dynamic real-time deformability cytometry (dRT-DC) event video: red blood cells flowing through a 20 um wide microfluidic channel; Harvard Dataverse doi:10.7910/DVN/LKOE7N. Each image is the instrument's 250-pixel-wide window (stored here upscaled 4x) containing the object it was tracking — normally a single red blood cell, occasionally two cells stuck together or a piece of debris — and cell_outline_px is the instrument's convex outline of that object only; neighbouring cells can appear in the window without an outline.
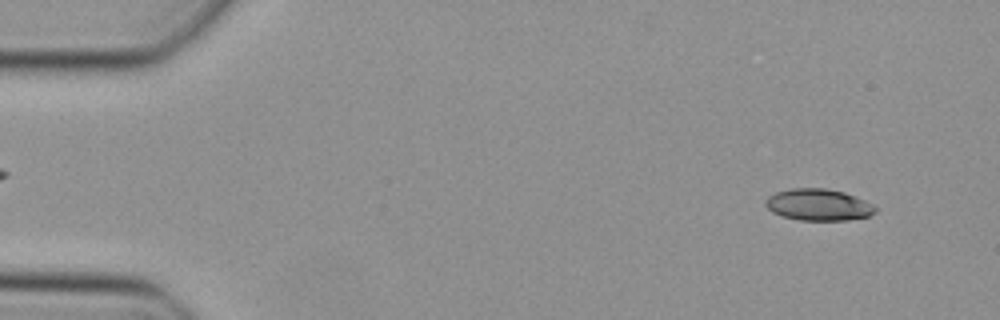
{"species": "Egyptian fruit bat (a non-hibernating species)", "species_latin": "Rousettus aegyptiacus", "temperature_condition": "cold", "stored_images_in_passage": 45, "camera_frame_rate_fps": 3000, "um_per_image_px": 0.085, "animal": {"sex": "female"}, "frame": {"image": 1, "passage_image": 1, "time_ms": 0.0, "image_size_px": [1000, 320], "cell_outline_px": [[876, 212], [868, 216], [848, 220], [800, 220], [784, 216], [772, 212], [764, 204], [764, 200], [768, 196], [776, 192], [792, 188], [824, 188], [844, 192], [864, 200], [872, 204], [876, 208]], "centroid_in_image_um": [69.55, 17.4], "position_along_channel_um": 15.5, "area_um2": 20.17}}
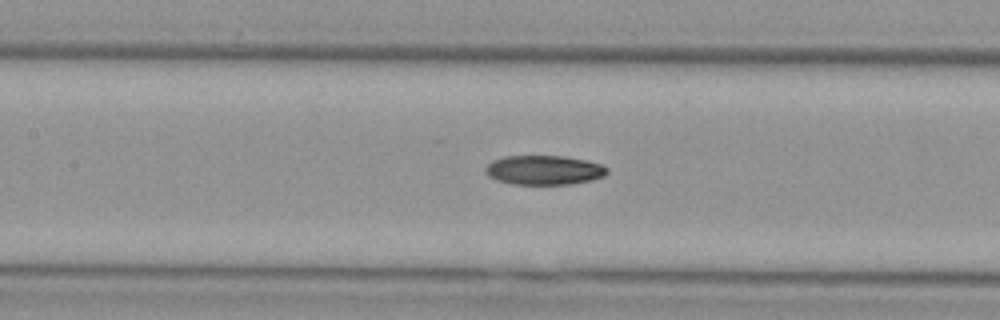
{"frame": {"image": 2, "passage_image": 19, "time_ms": 6.0, "image_size_px": [1000, 320], "cell_outline_px": [[608, 172], [604, 176], [592, 180], [572, 184], [512, 184], [496, 180], [488, 176], [484, 172], [484, 168], [492, 160], [504, 156], [564, 156], [588, 160], [600, 164], [608, 168]], "centroid_in_image_um": [46.23, 14.45], "position_along_channel_um": 161.2, "area_um2": 21.04}}
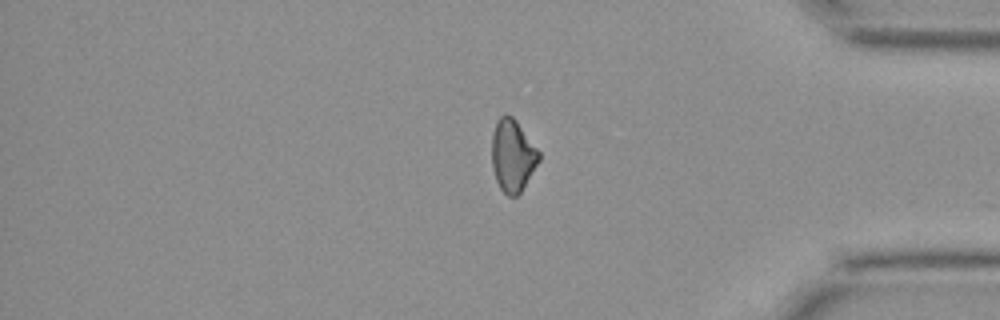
{"frame": {"image": 3, "passage_image": 37, "time_ms": 12.0, "image_size_px": [1000, 320], "cell_outline_px": [[540, 160], [520, 192], [516, 196], [508, 196], [500, 188], [496, 180], [492, 168], [492, 136], [496, 120], [504, 112], [512, 116], [516, 120], [540, 152]], "centroid_in_image_um": [43.56, 13.19], "position_along_channel_um": 391.6, "area_um2": 19.83}}